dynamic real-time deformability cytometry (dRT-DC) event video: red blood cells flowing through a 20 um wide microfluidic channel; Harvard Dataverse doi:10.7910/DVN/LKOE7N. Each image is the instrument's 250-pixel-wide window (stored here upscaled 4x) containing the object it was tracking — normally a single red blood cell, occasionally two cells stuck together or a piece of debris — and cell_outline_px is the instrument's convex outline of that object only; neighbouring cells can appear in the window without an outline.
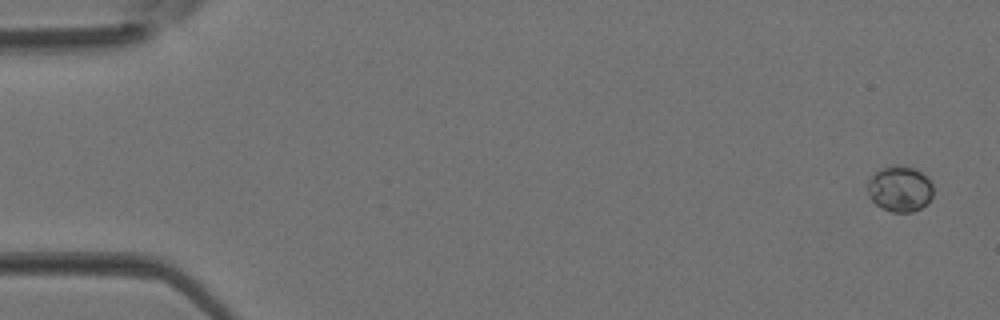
{"species": "Egyptian fruit bat (a non-hibernating species)", "species_latin": "Rousettus aegyptiacus", "temperature_condition": "room temperature", "stored_images_in_passage": 4, "camera_frame_rate_fps": 3000, "um_per_image_px": 0.085, "animal": {"sex": "female"}, "frame": {"image": 1, "passage_image": 1, "time_ms": 0.0, "image_size_px": [1000, 320], "cell_outline_px": [[932, 196], [928, 204], [912, 212], [892, 212], [876, 204], [868, 196], [868, 180], [880, 168], [896, 164], [916, 168], [932, 184]], "centroid_in_image_um": [76.48, 16.04], "position_along_channel_um": 8.5, "area_um2": 17.46}}
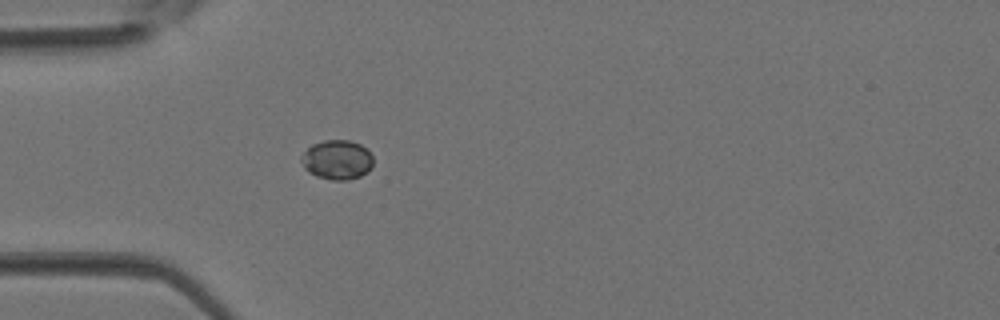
{"frame": {"image": 2, "passage_image": 4, "time_ms": 1.0, "image_size_px": [1000, 320], "cell_outline_px": [[372, 168], [368, 172], [360, 176], [348, 180], [332, 180], [316, 176], [308, 172], [304, 168], [300, 160], [300, 156], [312, 144], [324, 140], [348, 140], [360, 144], [368, 148], [372, 156]], "centroid_in_image_um": [28.65, 13.58], "position_along_channel_um": 56.3, "area_um2": 16.76}}